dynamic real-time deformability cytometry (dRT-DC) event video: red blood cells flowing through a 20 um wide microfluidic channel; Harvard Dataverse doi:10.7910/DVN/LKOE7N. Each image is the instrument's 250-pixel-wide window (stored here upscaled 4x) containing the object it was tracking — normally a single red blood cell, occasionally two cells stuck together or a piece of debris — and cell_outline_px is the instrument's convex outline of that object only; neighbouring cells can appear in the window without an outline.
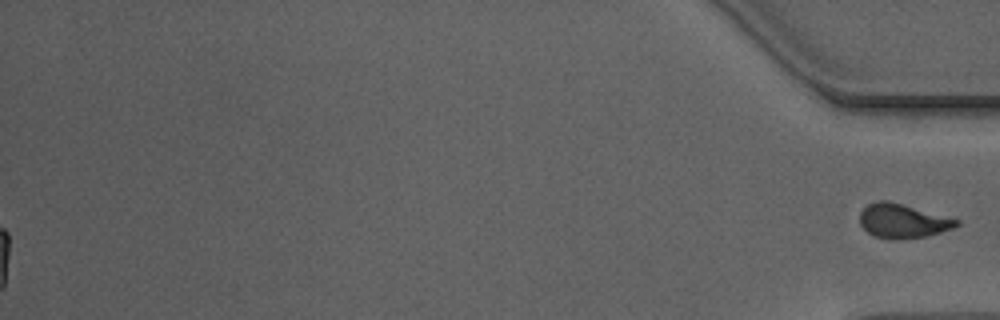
{"species": "Egyptian fruit bat (a non-hibernating species)", "species_latin": "Rousettus aegyptiacus", "temperature_condition": "warm", "stored_images_in_passage": 53, "segment_of_instrument_passage": [2, 2], "camera_frame_rate_fps": 3000, "um_per_image_px": 0.085, "animal": {"sex": "male"}, "frame": {"image": 1, "passage_image": 53, "time_ms": 17.333, "image_size_px": [1000, 320], "cell_outline_px": [[960, 224], [952, 228], [928, 236], [876, 236], [868, 232], [860, 224], [860, 212], [868, 204], [876, 200], [884, 200], [900, 204], [960, 220]], "centroid_in_image_um": [76.73, 18.73], "position_along_channel_um": 358.5, "area_um2": 18.15}}